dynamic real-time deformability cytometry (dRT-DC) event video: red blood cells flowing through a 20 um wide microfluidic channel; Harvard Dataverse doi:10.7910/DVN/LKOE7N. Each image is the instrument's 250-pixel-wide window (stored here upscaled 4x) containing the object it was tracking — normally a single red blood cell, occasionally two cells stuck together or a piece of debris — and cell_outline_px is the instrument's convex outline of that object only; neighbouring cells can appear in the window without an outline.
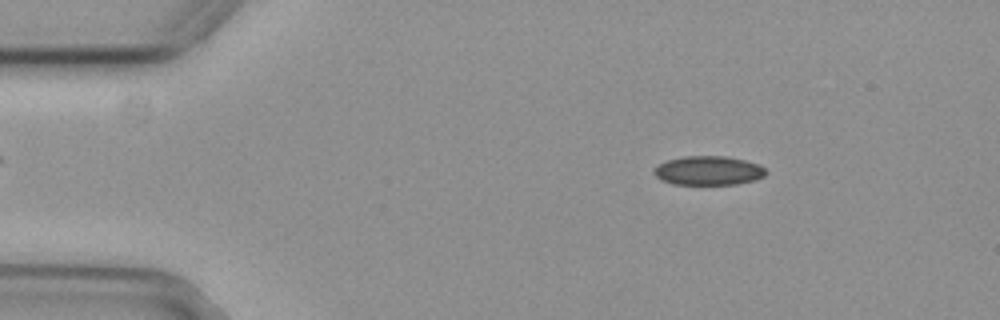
{"species": "common noctule bat (a hibernating species)", "species_latin": "Nyctalus noctula", "temperature_condition": "cold", "stored_images_in_passage": 55, "camera_frame_rate_fps": 3000, "um_per_image_px": 0.085, "animal": {"sex": "female", "body_mass_g": 29.2, "forearm_length_mm": 56.3}, "frame": {"image": 1, "passage_image": 9, "time_ms": 2.667, "image_size_px": [1000, 320], "cell_outline_px": [[768, 172], [764, 176], [752, 180], [736, 184], [672, 184], [660, 180], [652, 172], [656, 164], [668, 160], [684, 156], [724, 156], [744, 160], [760, 164]], "centroid_in_image_um": [60.18, 14.49], "position_along_channel_um": 24.8, "area_um2": 19.02}}
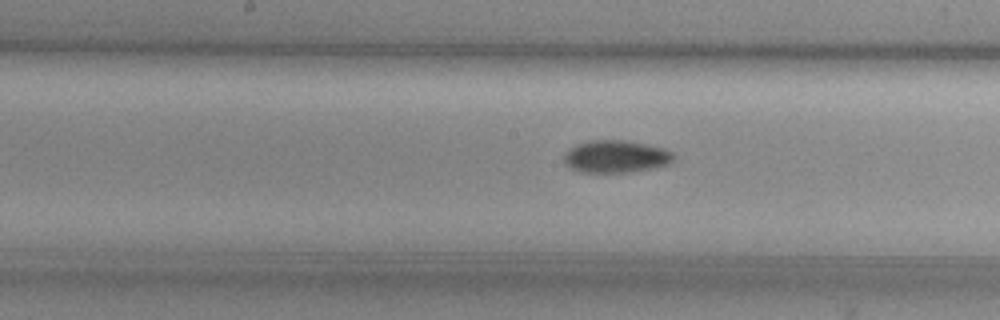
{"frame": {"image": 2, "passage_image": 28, "time_ms": 9.0, "image_size_px": [1000, 320], "cell_outline_px": [[676, 156], [668, 164], [656, 168], [632, 172], [576, 172], [568, 168], [564, 164], [564, 156], [576, 144], [592, 140], [620, 140], [644, 144], [664, 148], [672, 152]], "centroid_in_image_um": [52.35, 13.33], "position_along_channel_um": 195.9, "area_um2": 20.75}}
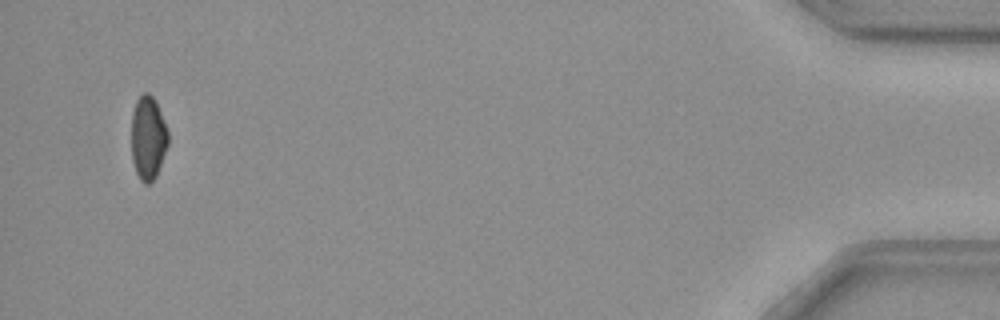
{"frame": {"image": 3, "passage_image": 53, "time_ms": 17.333, "image_size_px": [1000, 320], "cell_outline_px": [[168, 144], [156, 176], [148, 184], [144, 184], [140, 180], [136, 172], [132, 160], [132, 112], [136, 100], [144, 92], [148, 92], [152, 96], [160, 112], [168, 132]], "centroid_in_image_um": [12.57, 11.73], "position_along_channel_um": 422.6, "area_um2": 17.69}, "authors_computed_cell_mechanics": {"area_um2": 19.4208, "velocity_mm_per_s": 3.7754, "shape_relaxation_time_tau1_ms": 6.7909, "shape_relaxation_time_tau2_ms": null, "deformation_change_tau1": 0.0919, "deformation_change_tau2": null}}